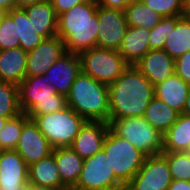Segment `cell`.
<instances>
[{
  "mask_svg": "<svg viewBox=\"0 0 190 190\" xmlns=\"http://www.w3.org/2000/svg\"><path fill=\"white\" fill-rule=\"evenodd\" d=\"M175 74L190 85V50L175 59Z\"/></svg>",
  "mask_w": 190,
  "mask_h": 190,
  "instance_id": "35",
  "label": "cell"
},
{
  "mask_svg": "<svg viewBox=\"0 0 190 190\" xmlns=\"http://www.w3.org/2000/svg\"><path fill=\"white\" fill-rule=\"evenodd\" d=\"M168 161L172 180L190 181V155L185 152H162Z\"/></svg>",
  "mask_w": 190,
  "mask_h": 190,
  "instance_id": "32",
  "label": "cell"
},
{
  "mask_svg": "<svg viewBox=\"0 0 190 190\" xmlns=\"http://www.w3.org/2000/svg\"><path fill=\"white\" fill-rule=\"evenodd\" d=\"M185 153L190 155V143H189V146H188V148L186 149Z\"/></svg>",
  "mask_w": 190,
  "mask_h": 190,
  "instance_id": "45",
  "label": "cell"
},
{
  "mask_svg": "<svg viewBox=\"0 0 190 190\" xmlns=\"http://www.w3.org/2000/svg\"><path fill=\"white\" fill-rule=\"evenodd\" d=\"M28 118L33 119L53 148L70 147L87 122L69 106L57 112Z\"/></svg>",
  "mask_w": 190,
  "mask_h": 190,
  "instance_id": "5",
  "label": "cell"
},
{
  "mask_svg": "<svg viewBox=\"0 0 190 190\" xmlns=\"http://www.w3.org/2000/svg\"><path fill=\"white\" fill-rule=\"evenodd\" d=\"M25 190H60V189H55L47 186L34 185L28 182L25 186Z\"/></svg>",
  "mask_w": 190,
  "mask_h": 190,
  "instance_id": "41",
  "label": "cell"
},
{
  "mask_svg": "<svg viewBox=\"0 0 190 190\" xmlns=\"http://www.w3.org/2000/svg\"><path fill=\"white\" fill-rule=\"evenodd\" d=\"M71 190H125V185L114 175L102 149L84 159L78 182Z\"/></svg>",
  "mask_w": 190,
  "mask_h": 190,
  "instance_id": "9",
  "label": "cell"
},
{
  "mask_svg": "<svg viewBox=\"0 0 190 190\" xmlns=\"http://www.w3.org/2000/svg\"><path fill=\"white\" fill-rule=\"evenodd\" d=\"M81 72L80 57L76 53L66 52L46 71V80L58 94L67 96L71 85Z\"/></svg>",
  "mask_w": 190,
  "mask_h": 190,
  "instance_id": "15",
  "label": "cell"
},
{
  "mask_svg": "<svg viewBox=\"0 0 190 190\" xmlns=\"http://www.w3.org/2000/svg\"><path fill=\"white\" fill-rule=\"evenodd\" d=\"M135 66L153 86L175 74V60L164 50H149Z\"/></svg>",
  "mask_w": 190,
  "mask_h": 190,
  "instance_id": "17",
  "label": "cell"
},
{
  "mask_svg": "<svg viewBox=\"0 0 190 190\" xmlns=\"http://www.w3.org/2000/svg\"><path fill=\"white\" fill-rule=\"evenodd\" d=\"M57 17L73 8L75 5L86 3L91 0H50Z\"/></svg>",
  "mask_w": 190,
  "mask_h": 190,
  "instance_id": "36",
  "label": "cell"
},
{
  "mask_svg": "<svg viewBox=\"0 0 190 190\" xmlns=\"http://www.w3.org/2000/svg\"><path fill=\"white\" fill-rule=\"evenodd\" d=\"M44 0H14L15 2V8H25L27 6H30L34 3L41 2Z\"/></svg>",
  "mask_w": 190,
  "mask_h": 190,
  "instance_id": "40",
  "label": "cell"
},
{
  "mask_svg": "<svg viewBox=\"0 0 190 190\" xmlns=\"http://www.w3.org/2000/svg\"><path fill=\"white\" fill-rule=\"evenodd\" d=\"M97 17L100 28L96 47L118 51L128 28L124 10L106 8L98 4Z\"/></svg>",
  "mask_w": 190,
  "mask_h": 190,
  "instance_id": "11",
  "label": "cell"
},
{
  "mask_svg": "<svg viewBox=\"0 0 190 190\" xmlns=\"http://www.w3.org/2000/svg\"><path fill=\"white\" fill-rule=\"evenodd\" d=\"M108 85L82 71L71 85L66 96L67 106L87 121L109 123Z\"/></svg>",
  "mask_w": 190,
  "mask_h": 190,
  "instance_id": "3",
  "label": "cell"
},
{
  "mask_svg": "<svg viewBox=\"0 0 190 190\" xmlns=\"http://www.w3.org/2000/svg\"><path fill=\"white\" fill-rule=\"evenodd\" d=\"M81 71L109 85L129 66L117 50L91 48L80 52Z\"/></svg>",
  "mask_w": 190,
  "mask_h": 190,
  "instance_id": "8",
  "label": "cell"
},
{
  "mask_svg": "<svg viewBox=\"0 0 190 190\" xmlns=\"http://www.w3.org/2000/svg\"><path fill=\"white\" fill-rule=\"evenodd\" d=\"M3 13H4V12L0 9V17L2 16Z\"/></svg>",
  "mask_w": 190,
  "mask_h": 190,
  "instance_id": "46",
  "label": "cell"
},
{
  "mask_svg": "<svg viewBox=\"0 0 190 190\" xmlns=\"http://www.w3.org/2000/svg\"><path fill=\"white\" fill-rule=\"evenodd\" d=\"M179 114L168 104L154 96L143 117L163 135L176 122Z\"/></svg>",
  "mask_w": 190,
  "mask_h": 190,
  "instance_id": "25",
  "label": "cell"
},
{
  "mask_svg": "<svg viewBox=\"0 0 190 190\" xmlns=\"http://www.w3.org/2000/svg\"><path fill=\"white\" fill-rule=\"evenodd\" d=\"M29 166L15 150L0 151V190H25Z\"/></svg>",
  "mask_w": 190,
  "mask_h": 190,
  "instance_id": "14",
  "label": "cell"
},
{
  "mask_svg": "<svg viewBox=\"0 0 190 190\" xmlns=\"http://www.w3.org/2000/svg\"><path fill=\"white\" fill-rule=\"evenodd\" d=\"M103 150L108 156L114 175L126 186L141 169L146 155L110 128L104 139Z\"/></svg>",
  "mask_w": 190,
  "mask_h": 190,
  "instance_id": "6",
  "label": "cell"
},
{
  "mask_svg": "<svg viewBox=\"0 0 190 190\" xmlns=\"http://www.w3.org/2000/svg\"><path fill=\"white\" fill-rule=\"evenodd\" d=\"M17 40V8L5 12L0 17V50L18 48Z\"/></svg>",
  "mask_w": 190,
  "mask_h": 190,
  "instance_id": "31",
  "label": "cell"
},
{
  "mask_svg": "<svg viewBox=\"0 0 190 190\" xmlns=\"http://www.w3.org/2000/svg\"><path fill=\"white\" fill-rule=\"evenodd\" d=\"M162 17L183 16L185 0H141Z\"/></svg>",
  "mask_w": 190,
  "mask_h": 190,
  "instance_id": "34",
  "label": "cell"
},
{
  "mask_svg": "<svg viewBox=\"0 0 190 190\" xmlns=\"http://www.w3.org/2000/svg\"><path fill=\"white\" fill-rule=\"evenodd\" d=\"M109 128L146 156L160 155L163 152V135L144 117L113 119L109 123Z\"/></svg>",
  "mask_w": 190,
  "mask_h": 190,
  "instance_id": "7",
  "label": "cell"
},
{
  "mask_svg": "<svg viewBox=\"0 0 190 190\" xmlns=\"http://www.w3.org/2000/svg\"><path fill=\"white\" fill-rule=\"evenodd\" d=\"M53 149L46 137L39 131L37 124L29 118L23 125L15 151L30 166L47 158L53 153Z\"/></svg>",
  "mask_w": 190,
  "mask_h": 190,
  "instance_id": "12",
  "label": "cell"
},
{
  "mask_svg": "<svg viewBox=\"0 0 190 190\" xmlns=\"http://www.w3.org/2000/svg\"><path fill=\"white\" fill-rule=\"evenodd\" d=\"M15 8L14 0H0V9L5 13Z\"/></svg>",
  "mask_w": 190,
  "mask_h": 190,
  "instance_id": "39",
  "label": "cell"
},
{
  "mask_svg": "<svg viewBox=\"0 0 190 190\" xmlns=\"http://www.w3.org/2000/svg\"><path fill=\"white\" fill-rule=\"evenodd\" d=\"M27 55L20 47L0 50V81L19 85L26 77Z\"/></svg>",
  "mask_w": 190,
  "mask_h": 190,
  "instance_id": "19",
  "label": "cell"
},
{
  "mask_svg": "<svg viewBox=\"0 0 190 190\" xmlns=\"http://www.w3.org/2000/svg\"><path fill=\"white\" fill-rule=\"evenodd\" d=\"M28 115L24 112L8 119L0 131V150H15L24 123L28 120Z\"/></svg>",
  "mask_w": 190,
  "mask_h": 190,
  "instance_id": "30",
  "label": "cell"
},
{
  "mask_svg": "<svg viewBox=\"0 0 190 190\" xmlns=\"http://www.w3.org/2000/svg\"><path fill=\"white\" fill-rule=\"evenodd\" d=\"M21 113L18 85L0 81V117L11 119Z\"/></svg>",
  "mask_w": 190,
  "mask_h": 190,
  "instance_id": "29",
  "label": "cell"
},
{
  "mask_svg": "<svg viewBox=\"0 0 190 190\" xmlns=\"http://www.w3.org/2000/svg\"><path fill=\"white\" fill-rule=\"evenodd\" d=\"M53 154L61 181L71 190L78 182L84 159L71 147L54 148Z\"/></svg>",
  "mask_w": 190,
  "mask_h": 190,
  "instance_id": "22",
  "label": "cell"
},
{
  "mask_svg": "<svg viewBox=\"0 0 190 190\" xmlns=\"http://www.w3.org/2000/svg\"><path fill=\"white\" fill-rule=\"evenodd\" d=\"M150 30L128 26L118 52L129 65H135L149 50Z\"/></svg>",
  "mask_w": 190,
  "mask_h": 190,
  "instance_id": "18",
  "label": "cell"
},
{
  "mask_svg": "<svg viewBox=\"0 0 190 190\" xmlns=\"http://www.w3.org/2000/svg\"><path fill=\"white\" fill-rule=\"evenodd\" d=\"M96 1L75 5L57 19V36L65 44L66 52L79 54L95 48L100 28Z\"/></svg>",
  "mask_w": 190,
  "mask_h": 190,
  "instance_id": "2",
  "label": "cell"
},
{
  "mask_svg": "<svg viewBox=\"0 0 190 190\" xmlns=\"http://www.w3.org/2000/svg\"><path fill=\"white\" fill-rule=\"evenodd\" d=\"M131 1L132 0H97L96 2L106 8L125 10Z\"/></svg>",
  "mask_w": 190,
  "mask_h": 190,
  "instance_id": "37",
  "label": "cell"
},
{
  "mask_svg": "<svg viewBox=\"0 0 190 190\" xmlns=\"http://www.w3.org/2000/svg\"><path fill=\"white\" fill-rule=\"evenodd\" d=\"M183 16L190 20V0H185Z\"/></svg>",
  "mask_w": 190,
  "mask_h": 190,
  "instance_id": "43",
  "label": "cell"
},
{
  "mask_svg": "<svg viewBox=\"0 0 190 190\" xmlns=\"http://www.w3.org/2000/svg\"><path fill=\"white\" fill-rule=\"evenodd\" d=\"M167 190H190V181L172 180Z\"/></svg>",
  "mask_w": 190,
  "mask_h": 190,
  "instance_id": "38",
  "label": "cell"
},
{
  "mask_svg": "<svg viewBox=\"0 0 190 190\" xmlns=\"http://www.w3.org/2000/svg\"><path fill=\"white\" fill-rule=\"evenodd\" d=\"M65 53L64 41L59 36L45 38L35 49L28 52L26 77L44 75Z\"/></svg>",
  "mask_w": 190,
  "mask_h": 190,
  "instance_id": "13",
  "label": "cell"
},
{
  "mask_svg": "<svg viewBox=\"0 0 190 190\" xmlns=\"http://www.w3.org/2000/svg\"><path fill=\"white\" fill-rule=\"evenodd\" d=\"M172 183L168 161L162 155L146 156L139 172L125 190H167Z\"/></svg>",
  "mask_w": 190,
  "mask_h": 190,
  "instance_id": "10",
  "label": "cell"
},
{
  "mask_svg": "<svg viewBox=\"0 0 190 190\" xmlns=\"http://www.w3.org/2000/svg\"><path fill=\"white\" fill-rule=\"evenodd\" d=\"M109 123L113 119L143 117L154 97V86L135 65L108 85Z\"/></svg>",
  "mask_w": 190,
  "mask_h": 190,
  "instance_id": "1",
  "label": "cell"
},
{
  "mask_svg": "<svg viewBox=\"0 0 190 190\" xmlns=\"http://www.w3.org/2000/svg\"><path fill=\"white\" fill-rule=\"evenodd\" d=\"M190 85L174 74L165 81L154 85V96L182 114Z\"/></svg>",
  "mask_w": 190,
  "mask_h": 190,
  "instance_id": "20",
  "label": "cell"
},
{
  "mask_svg": "<svg viewBox=\"0 0 190 190\" xmlns=\"http://www.w3.org/2000/svg\"><path fill=\"white\" fill-rule=\"evenodd\" d=\"M190 143V117L179 114L176 122L163 134V152H185Z\"/></svg>",
  "mask_w": 190,
  "mask_h": 190,
  "instance_id": "24",
  "label": "cell"
},
{
  "mask_svg": "<svg viewBox=\"0 0 190 190\" xmlns=\"http://www.w3.org/2000/svg\"><path fill=\"white\" fill-rule=\"evenodd\" d=\"M182 114L190 117V89H189V92H188V96H187V99H186V104H185V107H184V110H183Z\"/></svg>",
  "mask_w": 190,
  "mask_h": 190,
  "instance_id": "42",
  "label": "cell"
},
{
  "mask_svg": "<svg viewBox=\"0 0 190 190\" xmlns=\"http://www.w3.org/2000/svg\"><path fill=\"white\" fill-rule=\"evenodd\" d=\"M128 26L151 30L161 20L162 16L153 11L141 0H132L124 10Z\"/></svg>",
  "mask_w": 190,
  "mask_h": 190,
  "instance_id": "27",
  "label": "cell"
},
{
  "mask_svg": "<svg viewBox=\"0 0 190 190\" xmlns=\"http://www.w3.org/2000/svg\"><path fill=\"white\" fill-rule=\"evenodd\" d=\"M7 120H8L7 118L0 117V131L4 127Z\"/></svg>",
  "mask_w": 190,
  "mask_h": 190,
  "instance_id": "44",
  "label": "cell"
},
{
  "mask_svg": "<svg viewBox=\"0 0 190 190\" xmlns=\"http://www.w3.org/2000/svg\"><path fill=\"white\" fill-rule=\"evenodd\" d=\"M28 182L60 190H70L62 181L52 153L45 159L29 166Z\"/></svg>",
  "mask_w": 190,
  "mask_h": 190,
  "instance_id": "23",
  "label": "cell"
},
{
  "mask_svg": "<svg viewBox=\"0 0 190 190\" xmlns=\"http://www.w3.org/2000/svg\"><path fill=\"white\" fill-rule=\"evenodd\" d=\"M31 18L23 8H17V40L26 52L35 49L45 38L34 30Z\"/></svg>",
  "mask_w": 190,
  "mask_h": 190,
  "instance_id": "28",
  "label": "cell"
},
{
  "mask_svg": "<svg viewBox=\"0 0 190 190\" xmlns=\"http://www.w3.org/2000/svg\"><path fill=\"white\" fill-rule=\"evenodd\" d=\"M19 105L28 116H39L67 107L66 96L58 94L46 80V74L25 77L18 85Z\"/></svg>",
  "mask_w": 190,
  "mask_h": 190,
  "instance_id": "4",
  "label": "cell"
},
{
  "mask_svg": "<svg viewBox=\"0 0 190 190\" xmlns=\"http://www.w3.org/2000/svg\"><path fill=\"white\" fill-rule=\"evenodd\" d=\"M108 130L107 122L87 121L70 147L83 159L91 157L103 149Z\"/></svg>",
  "mask_w": 190,
  "mask_h": 190,
  "instance_id": "16",
  "label": "cell"
},
{
  "mask_svg": "<svg viewBox=\"0 0 190 190\" xmlns=\"http://www.w3.org/2000/svg\"><path fill=\"white\" fill-rule=\"evenodd\" d=\"M31 18L34 30L44 38L57 35V15L50 0H44L23 8Z\"/></svg>",
  "mask_w": 190,
  "mask_h": 190,
  "instance_id": "21",
  "label": "cell"
},
{
  "mask_svg": "<svg viewBox=\"0 0 190 190\" xmlns=\"http://www.w3.org/2000/svg\"><path fill=\"white\" fill-rule=\"evenodd\" d=\"M182 16L162 17L160 22L150 30V50H163L165 41Z\"/></svg>",
  "mask_w": 190,
  "mask_h": 190,
  "instance_id": "33",
  "label": "cell"
},
{
  "mask_svg": "<svg viewBox=\"0 0 190 190\" xmlns=\"http://www.w3.org/2000/svg\"><path fill=\"white\" fill-rule=\"evenodd\" d=\"M163 50L174 60L190 50V20L182 16L167 37Z\"/></svg>",
  "mask_w": 190,
  "mask_h": 190,
  "instance_id": "26",
  "label": "cell"
}]
</instances>
